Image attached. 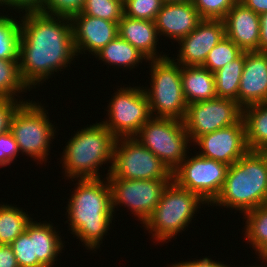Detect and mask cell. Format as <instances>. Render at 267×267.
Segmentation results:
<instances>
[{"label": "cell", "mask_w": 267, "mask_h": 267, "mask_svg": "<svg viewBox=\"0 0 267 267\" xmlns=\"http://www.w3.org/2000/svg\"><path fill=\"white\" fill-rule=\"evenodd\" d=\"M19 146L9 131L0 135V167H6L14 162L19 155Z\"/></svg>", "instance_id": "obj_37"}, {"label": "cell", "mask_w": 267, "mask_h": 267, "mask_svg": "<svg viewBox=\"0 0 267 267\" xmlns=\"http://www.w3.org/2000/svg\"><path fill=\"white\" fill-rule=\"evenodd\" d=\"M193 143L201 148L198 155L229 166L249 151L243 118L231 126L204 134Z\"/></svg>", "instance_id": "obj_14"}, {"label": "cell", "mask_w": 267, "mask_h": 267, "mask_svg": "<svg viewBox=\"0 0 267 267\" xmlns=\"http://www.w3.org/2000/svg\"><path fill=\"white\" fill-rule=\"evenodd\" d=\"M236 101L242 109L267 102V52H245Z\"/></svg>", "instance_id": "obj_17"}, {"label": "cell", "mask_w": 267, "mask_h": 267, "mask_svg": "<svg viewBox=\"0 0 267 267\" xmlns=\"http://www.w3.org/2000/svg\"><path fill=\"white\" fill-rule=\"evenodd\" d=\"M245 62V52L214 73L217 97L237 100Z\"/></svg>", "instance_id": "obj_26"}, {"label": "cell", "mask_w": 267, "mask_h": 267, "mask_svg": "<svg viewBox=\"0 0 267 267\" xmlns=\"http://www.w3.org/2000/svg\"><path fill=\"white\" fill-rule=\"evenodd\" d=\"M246 242L253 249H257L267 239V203L245 212ZM252 245V246H251Z\"/></svg>", "instance_id": "obj_29"}, {"label": "cell", "mask_w": 267, "mask_h": 267, "mask_svg": "<svg viewBox=\"0 0 267 267\" xmlns=\"http://www.w3.org/2000/svg\"><path fill=\"white\" fill-rule=\"evenodd\" d=\"M116 137L101 123L87 125L71 136L63 149L61 162L64 176L73 179H98L100 167L107 162L111 164L107 171L110 174ZM63 161V162H62Z\"/></svg>", "instance_id": "obj_3"}, {"label": "cell", "mask_w": 267, "mask_h": 267, "mask_svg": "<svg viewBox=\"0 0 267 267\" xmlns=\"http://www.w3.org/2000/svg\"><path fill=\"white\" fill-rule=\"evenodd\" d=\"M224 262H217L216 260H212L211 258L208 257H203L202 259H196V260H189L183 262L179 261L177 263H174L172 265H169V267H230L226 264H223Z\"/></svg>", "instance_id": "obj_39"}, {"label": "cell", "mask_w": 267, "mask_h": 267, "mask_svg": "<svg viewBox=\"0 0 267 267\" xmlns=\"http://www.w3.org/2000/svg\"><path fill=\"white\" fill-rule=\"evenodd\" d=\"M168 56L148 60L151 70L150 87H143L152 117L183 121L187 106L181 82L182 66Z\"/></svg>", "instance_id": "obj_6"}, {"label": "cell", "mask_w": 267, "mask_h": 267, "mask_svg": "<svg viewBox=\"0 0 267 267\" xmlns=\"http://www.w3.org/2000/svg\"><path fill=\"white\" fill-rule=\"evenodd\" d=\"M241 3L258 15L267 12V0H242Z\"/></svg>", "instance_id": "obj_41"}, {"label": "cell", "mask_w": 267, "mask_h": 267, "mask_svg": "<svg viewBox=\"0 0 267 267\" xmlns=\"http://www.w3.org/2000/svg\"><path fill=\"white\" fill-rule=\"evenodd\" d=\"M204 202L195 192L179 187L173 180L167 185L161 199L152 214L143 223V227L155 242L171 241L194 219V214ZM196 212V213H195Z\"/></svg>", "instance_id": "obj_5"}, {"label": "cell", "mask_w": 267, "mask_h": 267, "mask_svg": "<svg viewBox=\"0 0 267 267\" xmlns=\"http://www.w3.org/2000/svg\"><path fill=\"white\" fill-rule=\"evenodd\" d=\"M188 156L172 172V180L179 187L195 192L210 207L223 188L229 165L197 153Z\"/></svg>", "instance_id": "obj_11"}, {"label": "cell", "mask_w": 267, "mask_h": 267, "mask_svg": "<svg viewBox=\"0 0 267 267\" xmlns=\"http://www.w3.org/2000/svg\"><path fill=\"white\" fill-rule=\"evenodd\" d=\"M114 92L108 104V119L102 124L116 137H135L151 117L149 101L142 87H124ZM115 94V95H114Z\"/></svg>", "instance_id": "obj_10"}, {"label": "cell", "mask_w": 267, "mask_h": 267, "mask_svg": "<svg viewBox=\"0 0 267 267\" xmlns=\"http://www.w3.org/2000/svg\"><path fill=\"white\" fill-rule=\"evenodd\" d=\"M0 267H19L10 245L0 244Z\"/></svg>", "instance_id": "obj_40"}, {"label": "cell", "mask_w": 267, "mask_h": 267, "mask_svg": "<svg viewBox=\"0 0 267 267\" xmlns=\"http://www.w3.org/2000/svg\"><path fill=\"white\" fill-rule=\"evenodd\" d=\"M73 41L77 56L95 55L118 36V23L97 17L77 14L71 18ZM83 51V52H82Z\"/></svg>", "instance_id": "obj_16"}, {"label": "cell", "mask_w": 267, "mask_h": 267, "mask_svg": "<svg viewBox=\"0 0 267 267\" xmlns=\"http://www.w3.org/2000/svg\"><path fill=\"white\" fill-rule=\"evenodd\" d=\"M111 187L112 209L123 206L143 224L158 205L163 191L172 179H108Z\"/></svg>", "instance_id": "obj_12"}, {"label": "cell", "mask_w": 267, "mask_h": 267, "mask_svg": "<svg viewBox=\"0 0 267 267\" xmlns=\"http://www.w3.org/2000/svg\"><path fill=\"white\" fill-rule=\"evenodd\" d=\"M260 52H267V12L260 15Z\"/></svg>", "instance_id": "obj_42"}, {"label": "cell", "mask_w": 267, "mask_h": 267, "mask_svg": "<svg viewBox=\"0 0 267 267\" xmlns=\"http://www.w3.org/2000/svg\"><path fill=\"white\" fill-rule=\"evenodd\" d=\"M33 218L22 208L12 204H0V244L10 245Z\"/></svg>", "instance_id": "obj_25"}, {"label": "cell", "mask_w": 267, "mask_h": 267, "mask_svg": "<svg viewBox=\"0 0 267 267\" xmlns=\"http://www.w3.org/2000/svg\"><path fill=\"white\" fill-rule=\"evenodd\" d=\"M202 20L192 2H165L154 22L159 37L178 42L190 34Z\"/></svg>", "instance_id": "obj_19"}, {"label": "cell", "mask_w": 267, "mask_h": 267, "mask_svg": "<svg viewBox=\"0 0 267 267\" xmlns=\"http://www.w3.org/2000/svg\"><path fill=\"white\" fill-rule=\"evenodd\" d=\"M265 263H267V262H265ZM248 267H265V266L264 265L263 266L262 265L259 266V265L255 264V266L253 265V266H248ZM266 267H267V265H266Z\"/></svg>", "instance_id": "obj_47"}, {"label": "cell", "mask_w": 267, "mask_h": 267, "mask_svg": "<svg viewBox=\"0 0 267 267\" xmlns=\"http://www.w3.org/2000/svg\"><path fill=\"white\" fill-rule=\"evenodd\" d=\"M81 13L119 23L124 15L123 0H85Z\"/></svg>", "instance_id": "obj_32"}, {"label": "cell", "mask_w": 267, "mask_h": 267, "mask_svg": "<svg viewBox=\"0 0 267 267\" xmlns=\"http://www.w3.org/2000/svg\"><path fill=\"white\" fill-rule=\"evenodd\" d=\"M0 13V59L19 60L20 21ZM18 21V22H17Z\"/></svg>", "instance_id": "obj_28"}, {"label": "cell", "mask_w": 267, "mask_h": 267, "mask_svg": "<svg viewBox=\"0 0 267 267\" xmlns=\"http://www.w3.org/2000/svg\"><path fill=\"white\" fill-rule=\"evenodd\" d=\"M30 99L0 98V135L10 131L11 121L17 109Z\"/></svg>", "instance_id": "obj_36"}, {"label": "cell", "mask_w": 267, "mask_h": 267, "mask_svg": "<svg viewBox=\"0 0 267 267\" xmlns=\"http://www.w3.org/2000/svg\"><path fill=\"white\" fill-rule=\"evenodd\" d=\"M236 3L235 0H192L202 19H223Z\"/></svg>", "instance_id": "obj_34"}, {"label": "cell", "mask_w": 267, "mask_h": 267, "mask_svg": "<svg viewBox=\"0 0 267 267\" xmlns=\"http://www.w3.org/2000/svg\"><path fill=\"white\" fill-rule=\"evenodd\" d=\"M165 2H192V0H164Z\"/></svg>", "instance_id": "obj_46"}, {"label": "cell", "mask_w": 267, "mask_h": 267, "mask_svg": "<svg viewBox=\"0 0 267 267\" xmlns=\"http://www.w3.org/2000/svg\"><path fill=\"white\" fill-rule=\"evenodd\" d=\"M118 35L134 46L148 60L166 57L164 52L157 51L158 37L155 22L144 19H133L123 15L118 23ZM164 53V55L162 54Z\"/></svg>", "instance_id": "obj_20"}, {"label": "cell", "mask_w": 267, "mask_h": 267, "mask_svg": "<svg viewBox=\"0 0 267 267\" xmlns=\"http://www.w3.org/2000/svg\"><path fill=\"white\" fill-rule=\"evenodd\" d=\"M225 37L222 19H202L196 28L178 41L177 58L181 66H202L208 53Z\"/></svg>", "instance_id": "obj_15"}, {"label": "cell", "mask_w": 267, "mask_h": 267, "mask_svg": "<svg viewBox=\"0 0 267 267\" xmlns=\"http://www.w3.org/2000/svg\"><path fill=\"white\" fill-rule=\"evenodd\" d=\"M85 0H44L40 12L71 19L80 14Z\"/></svg>", "instance_id": "obj_35"}, {"label": "cell", "mask_w": 267, "mask_h": 267, "mask_svg": "<svg viewBox=\"0 0 267 267\" xmlns=\"http://www.w3.org/2000/svg\"><path fill=\"white\" fill-rule=\"evenodd\" d=\"M225 36L243 52H260V15L236 3L222 19Z\"/></svg>", "instance_id": "obj_18"}, {"label": "cell", "mask_w": 267, "mask_h": 267, "mask_svg": "<svg viewBox=\"0 0 267 267\" xmlns=\"http://www.w3.org/2000/svg\"><path fill=\"white\" fill-rule=\"evenodd\" d=\"M267 203V167L256 151L229 166L223 188L210 206L235 209L242 215Z\"/></svg>", "instance_id": "obj_4"}, {"label": "cell", "mask_w": 267, "mask_h": 267, "mask_svg": "<svg viewBox=\"0 0 267 267\" xmlns=\"http://www.w3.org/2000/svg\"><path fill=\"white\" fill-rule=\"evenodd\" d=\"M43 2L44 0H10V9H15L17 13L41 11Z\"/></svg>", "instance_id": "obj_38"}, {"label": "cell", "mask_w": 267, "mask_h": 267, "mask_svg": "<svg viewBox=\"0 0 267 267\" xmlns=\"http://www.w3.org/2000/svg\"><path fill=\"white\" fill-rule=\"evenodd\" d=\"M1 6H5V8L3 7V9L5 10L6 8H8L10 10V0H0V8Z\"/></svg>", "instance_id": "obj_45"}, {"label": "cell", "mask_w": 267, "mask_h": 267, "mask_svg": "<svg viewBox=\"0 0 267 267\" xmlns=\"http://www.w3.org/2000/svg\"><path fill=\"white\" fill-rule=\"evenodd\" d=\"M246 144L249 151H256L267 143V102L242 109Z\"/></svg>", "instance_id": "obj_24"}, {"label": "cell", "mask_w": 267, "mask_h": 267, "mask_svg": "<svg viewBox=\"0 0 267 267\" xmlns=\"http://www.w3.org/2000/svg\"><path fill=\"white\" fill-rule=\"evenodd\" d=\"M256 152L258 153V155L264 160L265 165L267 167V143L260 146Z\"/></svg>", "instance_id": "obj_44"}, {"label": "cell", "mask_w": 267, "mask_h": 267, "mask_svg": "<svg viewBox=\"0 0 267 267\" xmlns=\"http://www.w3.org/2000/svg\"><path fill=\"white\" fill-rule=\"evenodd\" d=\"M107 179H172V172L136 137L117 138Z\"/></svg>", "instance_id": "obj_9"}, {"label": "cell", "mask_w": 267, "mask_h": 267, "mask_svg": "<svg viewBox=\"0 0 267 267\" xmlns=\"http://www.w3.org/2000/svg\"><path fill=\"white\" fill-rule=\"evenodd\" d=\"M181 82L187 104L217 97L214 73L203 66H182Z\"/></svg>", "instance_id": "obj_21"}, {"label": "cell", "mask_w": 267, "mask_h": 267, "mask_svg": "<svg viewBox=\"0 0 267 267\" xmlns=\"http://www.w3.org/2000/svg\"><path fill=\"white\" fill-rule=\"evenodd\" d=\"M105 178L78 179L65 208L68 219L65 223H68L70 233L76 235L87 250L95 252L103 244V236L107 235L115 219L111 187Z\"/></svg>", "instance_id": "obj_2"}, {"label": "cell", "mask_w": 267, "mask_h": 267, "mask_svg": "<svg viewBox=\"0 0 267 267\" xmlns=\"http://www.w3.org/2000/svg\"><path fill=\"white\" fill-rule=\"evenodd\" d=\"M19 267H44L37 257H34L33 248V219L11 244Z\"/></svg>", "instance_id": "obj_31"}, {"label": "cell", "mask_w": 267, "mask_h": 267, "mask_svg": "<svg viewBox=\"0 0 267 267\" xmlns=\"http://www.w3.org/2000/svg\"><path fill=\"white\" fill-rule=\"evenodd\" d=\"M242 118V108L237 101L216 97L188 104L183 120L189 139L198 137L237 123Z\"/></svg>", "instance_id": "obj_13"}, {"label": "cell", "mask_w": 267, "mask_h": 267, "mask_svg": "<svg viewBox=\"0 0 267 267\" xmlns=\"http://www.w3.org/2000/svg\"><path fill=\"white\" fill-rule=\"evenodd\" d=\"M22 14L19 18V68L23 82L31 90L46 82L55 72L70 67L78 57L71 19L40 11Z\"/></svg>", "instance_id": "obj_1"}, {"label": "cell", "mask_w": 267, "mask_h": 267, "mask_svg": "<svg viewBox=\"0 0 267 267\" xmlns=\"http://www.w3.org/2000/svg\"><path fill=\"white\" fill-rule=\"evenodd\" d=\"M164 3V0H123L124 15L154 21Z\"/></svg>", "instance_id": "obj_33"}, {"label": "cell", "mask_w": 267, "mask_h": 267, "mask_svg": "<svg viewBox=\"0 0 267 267\" xmlns=\"http://www.w3.org/2000/svg\"><path fill=\"white\" fill-rule=\"evenodd\" d=\"M45 108L33 99L24 102L14 114L10 127L21 154L33 158L38 164L47 162L51 139L55 138L56 133Z\"/></svg>", "instance_id": "obj_7"}, {"label": "cell", "mask_w": 267, "mask_h": 267, "mask_svg": "<svg viewBox=\"0 0 267 267\" xmlns=\"http://www.w3.org/2000/svg\"><path fill=\"white\" fill-rule=\"evenodd\" d=\"M58 232L60 233L53 223L33 221L34 257H37L44 267H54L58 254L63 253L65 244Z\"/></svg>", "instance_id": "obj_22"}, {"label": "cell", "mask_w": 267, "mask_h": 267, "mask_svg": "<svg viewBox=\"0 0 267 267\" xmlns=\"http://www.w3.org/2000/svg\"><path fill=\"white\" fill-rule=\"evenodd\" d=\"M27 91L31 90L21 78L19 60L0 59V98L22 100L18 99V97L22 98L21 93H27Z\"/></svg>", "instance_id": "obj_27"}, {"label": "cell", "mask_w": 267, "mask_h": 267, "mask_svg": "<svg viewBox=\"0 0 267 267\" xmlns=\"http://www.w3.org/2000/svg\"><path fill=\"white\" fill-rule=\"evenodd\" d=\"M260 259L261 263L267 262V239L256 249L254 250Z\"/></svg>", "instance_id": "obj_43"}, {"label": "cell", "mask_w": 267, "mask_h": 267, "mask_svg": "<svg viewBox=\"0 0 267 267\" xmlns=\"http://www.w3.org/2000/svg\"><path fill=\"white\" fill-rule=\"evenodd\" d=\"M94 56L96 59L98 57L105 65L108 64L107 67L110 65L114 66V68H120L121 66L125 70L135 69V66H139V63L148 61L134 46L122 39L119 35Z\"/></svg>", "instance_id": "obj_23"}, {"label": "cell", "mask_w": 267, "mask_h": 267, "mask_svg": "<svg viewBox=\"0 0 267 267\" xmlns=\"http://www.w3.org/2000/svg\"><path fill=\"white\" fill-rule=\"evenodd\" d=\"M135 137L171 172L187 157V153L189 154L191 141L181 120L151 117Z\"/></svg>", "instance_id": "obj_8"}, {"label": "cell", "mask_w": 267, "mask_h": 267, "mask_svg": "<svg viewBox=\"0 0 267 267\" xmlns=\"http://www.w3.org/2000/svg\"><path fill=\"white\" fill-rule=\"evenodd\" d=\"M243 51L225 36L207 55L203 67L211 73L217 72L223 66L237 59Z\"/></svg>", "instance_id": "obj_30"}]
</instances>
